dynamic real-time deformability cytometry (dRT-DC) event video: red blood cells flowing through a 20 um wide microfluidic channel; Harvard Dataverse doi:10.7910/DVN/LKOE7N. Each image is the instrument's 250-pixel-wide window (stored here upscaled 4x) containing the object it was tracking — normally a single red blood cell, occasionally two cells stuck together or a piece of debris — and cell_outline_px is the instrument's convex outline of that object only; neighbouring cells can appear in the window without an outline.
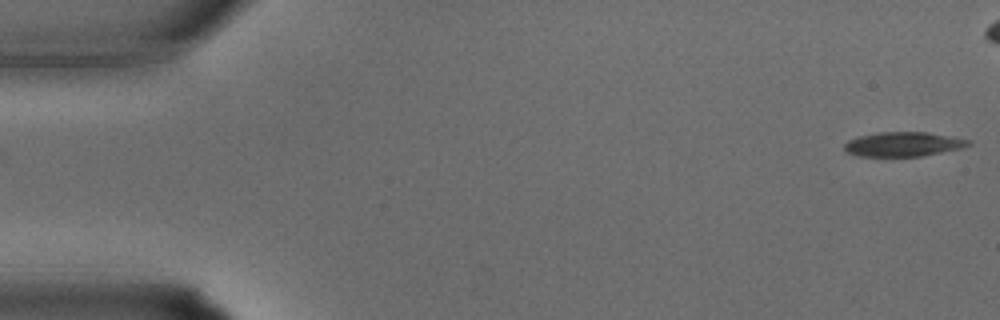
{"species": "common noctule bat (a hibernating species)", "species_latin": "Nyctalus noctula", "temperature_condition": "warm", "stored_images_in_passage": 30, "camera_frame_rate_fps": 3000, "um_per_image_px": 0.085, "animal": {"sex": "male", "body_mass_g": 15.6}, "frame": {"image": 1, "passage_image": 1, "time_ms": 0.0, "image_size_px": [1000, 320], "cell_outline_px": [[972, 144], [960, 148], [920, 156], [860, 156], [848, 152], [844, 148], [844, 144], [848, 140], [860, 136], [880, 132], [924, 132], [972, 140]], "centroid_in_image_um": [76.77, 12.25], "position_along_channel_um": 8.2, "area_um2": 17.34}}
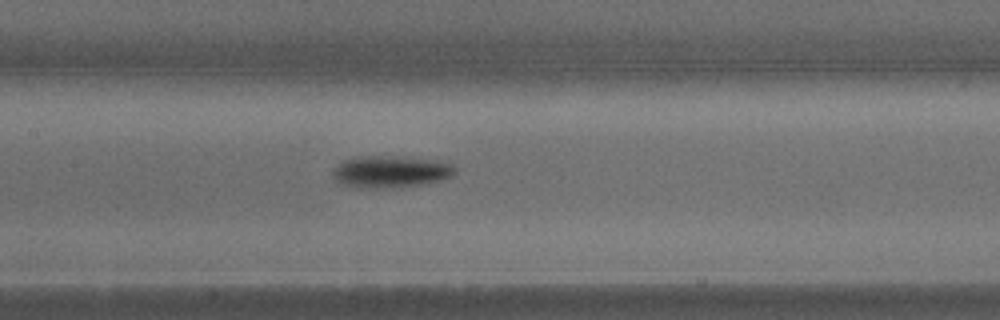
{"frame": {"image": 2, "passage_image": 16, "time_ms": 5.0, "image_size_px": [1000, 320], "cell_outline_px": [[456, 172], [452, 176], [440, 180], [424, 184], [396, 188], [356, 188], [340, 184], [332, 176], [332, 172], [344, 160], [372, 156], [392, 156], [440, 160], [452, 164], [456, 168]], "centroid_in_image_um": [33.24, 14.61], "position_along_channel_um": 174.2, "area_um2": 22.83}}
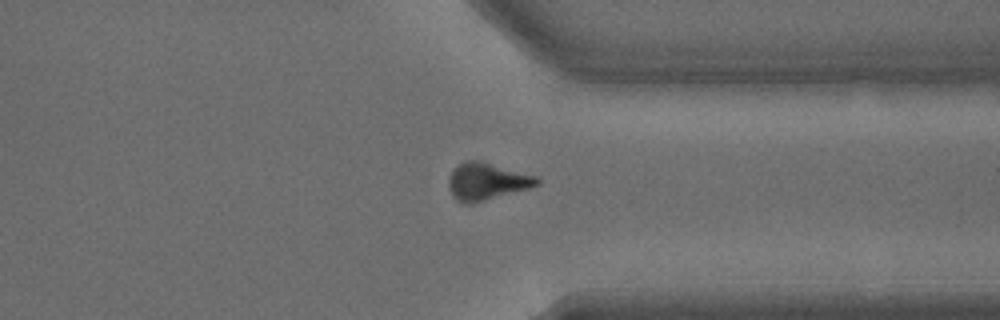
{"frame": {"image": 3, "passage_image": 26, "time_ms": 8.333, "image_size_px": [1000, 320], "cell_outline_px": [[540, 184], [528, 188], [472, 204], [464, 204], [456, 200], [452, 196], [448, 188], [448, 180], [452, 172], [460, 164], [468, 160], [476, 160], [536, 176], [540, 180]], "centroid_in_image_um": [41.34, 15.45], "position_along_channel_um": 370.1, "area_um2": 18.79}}